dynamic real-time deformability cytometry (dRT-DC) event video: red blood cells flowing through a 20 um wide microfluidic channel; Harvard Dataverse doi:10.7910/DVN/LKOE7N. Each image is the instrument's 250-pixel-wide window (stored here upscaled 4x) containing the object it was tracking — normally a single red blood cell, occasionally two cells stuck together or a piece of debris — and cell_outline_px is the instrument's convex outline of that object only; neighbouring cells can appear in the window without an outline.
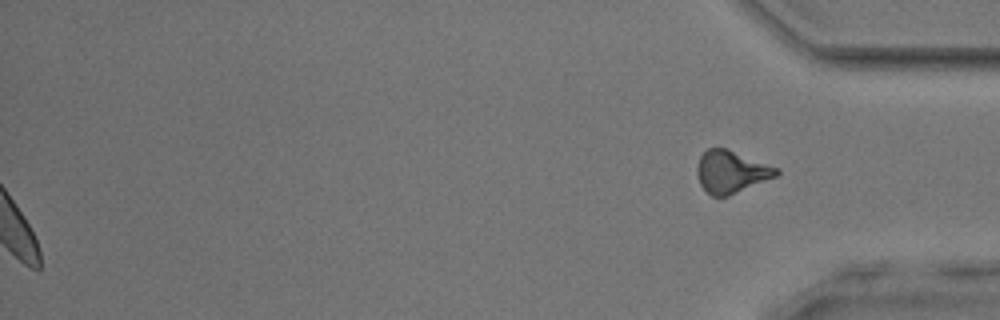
{"species": "common noctule bat (a hibernating species)", "species_latin": "Nyctalus noctula", "temperature_condition": "room temperature", "stored_images_in_passage": 46, "segment_of_instrument_passage": [2, 2], "camera_frame_rate_fps": 3000, "um_per_image_px": 0.085, "animal": {"sex": "male", "body_mass_g": 17.9, "forearm_length_mm": 54.2}, "frame": {"image": 1, "passage_image": 46, "time_ms": 15.0, "image_size_px": [1000, 320], "cell_outline_px": [[780, 172], [776, 176], [728, 196], [712, 196], [700, 184], [696, 172], [696, 168], [700, 156], [708, 148], [728, 148], [780, 168]], "centroid_in_image_um": [62.16, 14.58], "position_along_channel_um": 373.0, "area_um2": 19.59}}